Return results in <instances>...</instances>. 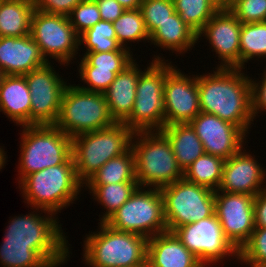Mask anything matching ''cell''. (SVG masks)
Segmentation results:
<instances>
[{"label": "cell", "mask_w": 266, "mask_h": 267, "mask_svg": "<svg viewBox=\"0 0 266 267\" xmlns=\"http://www.w3.org/2000/svg\"><path fill=\"white\" fill-rule=\"evenodd\" d=\"M102 21L113 23L126 10L116 0H95Z\"/></svg>", "instance_id": "cell-43"}, {"label": "cell", "mask_w": 266, "mask_h": 267, "mask_svg": "<svg viewBox=\"0 0 266 267\" xmlns=\"http://www.w3.org/2000/svg\"><path fill=\"white\" fill-rule=\"evenodd\" d=\"M112 24L116 32L117 41L122 47L130 50L131 47L127 46L129 42L147 41L149 43L150 35L146 29L140 9L125 10Z\"/></svg>", "instance_id": "cell-33"}, {"label": "cell", "mask_w": 266, "mask_h": 267, "mask_svg": "<svg viewBox=\"0 0 266 267\" xmlns=\"http://www.w3.org/2000/svg\"><path fill=\"white\" fill-rule=\"evenodd\" d=\"M149 42L155 47L170 50L181 55L192 50L198 44L197 33L184 23L178 13L174 12L150 35Z\"/></svg>", "instance_id": "cell-24"}, {"label": "cell", "mask_w": 266, "mask_h": 267, "mask_svg": "<svg viewBox=\"0 0 266 267\" xmlns=\"http://www.w3.org/2000/svg\"><path fill=\"white\" fill-rule=\"evenodd\" d=\"M96 232L86 234L82 262L89 267H130L147 263L148 239L121 232L98 222Z\"/></svg>", "instance_id": "cell-4"}, {"label": "cell", "mask_w": 266, "mask_h": 267, "mask_svg": "<svg viewBox=\"0 0 266 267\" xmlns=\"http://www.w3.org/2000/svg\"><path fill=\"white\" fill-rule=\"evenodd\" d=\"M160 189L167 230L209 218L215 214V191L184 178Z\"/></svg>", "instance_id": "cell-11"}, {"label": "cell", "mask_w": 266, "mask_h": 267, "mask_svg": "<svg viewBox=\"0 0 266 267\" xmlns=\"http://www.w3.org/2000/svg\"><path fill=\"white\" fill-rule=\"evenodd\" d=\"M68 18L78 35L101 21L100 11L95 0H83L71 11Z\"/></svg>", "instance_id": "cell-39"}, {"label": "cell", "mask_w": 266, "mask_h": 267, "mask_svg": "<svg viewBox=\"0 0 266 267\" xmlns=\"http://www.w3.org/2000/svg\"><path fill=\"white\" fill-rule=\"evenodd\" d=\"M0 266L52 267L31 245L1 244Z\"/></svg>", "instance_id": "cell-34"}, {"label": "cell", "mask_w": 266, "mask_h": 267, "mask_svg": "<svg viewBox=\"0 0 266 267\" xmlns=\"http://www.w3.org/2000/svg\"><path fill=\"white\" fill-rule=\"evenodd\" d=\"M89 194L97 201L104 211L99 215L100 223H104L113 213L125 203L139 187L137 182H120L116 184H84ZM88 187V188H87Z\"/></svg>", "instance_id": "cell-27"}, {"label": "cell", "mask_w": 266, "mask_h": 267, "mask_svg": "<svg viewBox=\"0 0 266 267\" xmlns=\"http://www.w3.org/2000/svg\"><path fill=\"white\" fill-rule=\"evenodd\" d=\"M153 57L139 75L132 112L123 122L133 132L160 131L165 126L164 84L166 75L176 65L160 54Z\"/></svg>", "instance_id": "cell-7"}, {"label": "cell", "mask_w": 266, "mask_h": 267, "mask_svg": "<svg viewBox=\"0 0 266 267\" xmlns=\"http://www.w3.org/2000/svg\"><path fill=\"white\" fill-rule=\"evenodd\" d=\"M175 12L197 34L223 8L215 0H173Z\"/></svg>", "instance_id": "cell-31"}, {"label": "cell", "mask_w": 266, "mask_h": 267, "mask_svg": "<svg viewBox=\"0 0 266 267\" xmlns=\"http://www.w3.org/2000/svg\"><path fill=\"white\" fill-rule=\"evenodd\" d=\"M34 0H0V37L30 34Z\"/></svg>", "instance_id": "cell-26"}, {"label": "cell", "mask_w": 266, "mask_h": 267, "mask_svg": "<svg viewBox=\"0 0 266 267\" xmlns=\"http://www.w3.org/2000/svg\"><path fill=\"white\" fill-rule=\"evenodd\" d=\"M174 67L164 84L165 126L174 123H190L201 112L198 74L187 75Z\"/></svg>", "instance_id": "cell-16"}, {"label": "cell", "mask_w": 266, "mask_h": 267, "mask_svg": "<svg viewBox=\"0 0 266 267\" xmlns=\"http://www.w3.org/2000/svg\"><path fill=\"white\" fill-rule=\"evenodd\" d=\"M83 0H34L36 10L45 13L69 16L71 11Z\"/></svg>", "instance_id": "cell-42"}, {"label": "cell", "mask_w": 266, "mask_h": 267, "mask_svg": "<svg viewBox=\"0 0 266 267\" xmlns=\"http://www.w3.org/2000/svg\"><path fill=\"white\" fill-rule=\"evenodd\" d=\"M254 197L215 190V214L225 239L237 252L255 229Z\"/></svg>", "instance_id": "cell-15"}, {"label": "cell", "mask_w": 266, "mask_h": 267, "mask_svg": "<svg viewBox=\"0 0 266 267\" xmlns=\"http://www.w3.org/2000/svg\"><path fill=\"white\" fill-rule=\"evenodd\" d=\"M123 8L126 10H135L139 9L142 3V0H116Z\"/></svg>", "instance_id": "cell-45"}, {"label": "cell", "mask_w": 266, "mask_h": 267, "mask_svg": "<svg viewBox=\"0 0 266 267\" xmlns=\"http://www.w3.org/2000/svg\"><path fill=\"white\" fill-rule=\"evenodd\" d=\"M160 132L168 139L178 165L184 171L205 151L203 144L189 123L164 126Z\"/></svg>", "instance_id": "cell-25"}, {"label": "cell", "mask_w": 266, "mask_h": 267, "mask_svg": "<svg viewBox=\"0 0 266 267\" xmlns=\"http://www.w3.org/2000/svg\"><path fill=\"white\" fill-rule=\"evenodd\" d=\"M104 223L114 230L139 234L147 239L168 231L160 189L138 187Z\"/></svg>", "instance_id": "cell-10"}, {"label": "cell", "mask_w": 266, "mask_h": 267, "mask_svg": "<svg viewBox=\"0 0 266 267\" xmlns=\"http://www.w3.org/2000/svg\"><path fill=\"white\" fill-rule=\"evenodd\" d=\"M228 10L241 23L266 22V0H234Z\"/></svg>", "instance_id": "cell-40"}, {"label": "cell", "mask_w": 266, "mask_h": 267, "mask_svg": "<svg viewBox=\"0 0 266 267\" xmlns=\"http://www.w3.org/2000/svg\"><path fill=\"white\" fill-rule=\"evenodd\" d=\"M7 157L8 156H6V151H4V148L0 146V171L6 165L5 163H7Z\"/></svg>", "instance_id": "cell-46"}, {"label": "cell", "mask_w": 266, "mask_h": 267, "mask_svg": "<svg viewBox=\"0 0 266 267\" xmlns=\"http://www.w3.org/2000/svg\"><path fill=\"white\" fill-rule=\"evenodd\" d=\"M31 96L25 75H4L0 83V112L18 126L30 125Z\"/></svg>", "instance_id": "cell-23"}, {"label": "cell", "mask_w": 266, "mask_h": 267, "mask_svg": "<svg viewBox=\"0 0 266 267\" xmlns=\"http://www.w3.org/2000/svg\"><path fill=\"white\" fill-rule=\"evenodd\" d=\"M77 70L81 81L87 85L77 84V86L89 92L104 93L117 76L112 69L98 68L97 66H79Z\"/></svg>", "instance_id": "cell-38"}, {"label": "cell", "mask_w": 266, "mask_h": 267, "mask_svg": "<svg viewBox=\"0 0 266 267\" xmlns=\"http://www.w3.org/2000/svg\"><path fill=\"white\" fill-rule=\"evenodd\" d=\"M130 267H148V264L146 263L145 265H140V266H130Z\"/></svg>", "instance_id": "cell-48"}, {"label": "cell", "mask_w": 266, "mask_h": 267, "mask_svg": "<svg viewBox=\"0 0 266 267\" xmlns=\"http://www.w3.org/2000/svg\"><path fill=\"white\" fill-rule=\"evenodd\" d=\"M4 74L2 73V71L0 70V83H1V80L3 78Z\"/></svg>", "instance_id": "cell-49"}, {"label": "cell", "mask_w": 266, "mask_h": 267, "mask_svg": "<svg viewBox=\"0 0 266 267\" xmlns=\"http://www.w3.org/2000/svg\"><path fill=\"white\" fill-rule=\"evenodd\" d=\"M139 9L149 35L175 12L173 0H142Z\"/></svg>", "instance_id": "cell-37"}, {"label": "cell", "mask_w": 266, "mask_h": 267, "mask_svg": "<svg viewBox=\"0 0 266 267\" xmlns=\"http://www.w3.org/2000/svg\"><path fill=\"white\" fill-rule=\"evenodd\" d=\"M31 209L33 212L10 218L1 244L31 245L52 267L67 263L70 260V244L56 217L58 215Z\"/></svg>", "instance_id": "cell-2"}, {"label": "cell", "mask_w": 266, "mask_h": 267, "mask_svg": "<svg viewBox=\"0 0 266 267\" xmlns=\"http://www.w3.org/2000/svg\"><path fill=\"white\" fill-rule=\"evenodd\" d=\"M134 132L124 123L72 138V157L78 180L84 185L107 161L131 148Z\"/></svg>", "instance_id": "cell-6"}, {"label": "cell", "mask_w": 266, "mask_h": 267, "mask_svg": "<svg viewBox=\"0 0 266 267\" xmlns=\"http://www.w3.org/2000/svg\"><path fill=\"white\" fill-rule=\"evenodd\" d=\"M137 63L135 59L118 73L104 92L109 112L116 123H123L132 112L139 75L143 72Z\"/></svg>", "instance_id": "cell-22"}, {"label": "cell", "mask_w": 266, "mask_h": 267, "mask_svg": "<svg viewBox=\"0 0 266 267\" xmlns=\"http://www.w3.org/2000/svg\"><path fill=\"white\" fill-rule=\"evenodd\" d=\"M203 144L205 153L229 159L246 145V135L238 126L216 115L200 112L189 123Z\"/></svg>", "instance_id": "cell-18"}, {"label": "cell", "mask_w": 266, "mask_h": 267, "mask_svg": "<svg viewBox=\"0 0 266 267\" xmlns=\"http://www.w3.org/2000/svg\"><path fill=\"white\" fill-rule=\"evenodd\" d=\"M255 228H266V189L254 197Z\"/></svg>", "instance_id": "cell-44"}, {"label": "cell", "mask_w": 266, "mask_h": 267, "mask_svg": "<svg viewBox=\"0 0 266 267\" xmlns=\"http://www.w3.org/2000/svg\"><path fill=\"white\" fill-rule=\"evenodd\" d=\"M254 58L266 60V22L241 25L240 69H245V64Z\"/></svg>", "instance_id": "cell-30"}, {"label": "cell", "mask_w": 266, "mask_h": 267, "mask_svg": "<svg viewBox=\"0 0 266 267\" xmlns=\"http://www.w3.org/2000/svg\"><path fill=\"white\" fill-rule=\"evenodd\" d=\"M48 61L31 35L0 37V70L4 75H25Z\"/></svg>", "instance_id": "cell-20"}, {"label": "cell", "mask_w": 266, "mask_h": 267, "mask_svg": "<svg viewBox=\"0 0 266 267\" xmlns=\"http://www.w3.org/2000/svg\"><path fill=\"white\" fill-rule=\"evenodd\" d=\"M172 232L205 267L223 263L224 259L231 260V257L237 260L238 252L225 239L216 214L175 228Z\"/></svg>", "instance_id": "cell-13"}, {"label": "cell", "mask_w": 266, "mask_h": 267, "mask_svg": "<svg viewBox=\"0 0 266 267\" xmlns=\"http://www.w3.org/2000/svg\"><path fill=\"white\" fill-rule=\"evenodd\" d=\"M51 63L25 74L31 96L30 125H54L58 120L62 96L69 82Z\"/></svg>", "instance_id": "cell-14"}, {"label": "cell", "mask_w": 266, "mask_h": 267, "mask_svg": "<svg viewBox=\"0 0 266 267\" xmlns=\"http://www.w3.org/2000/svg\"><path fill=\"white\" fill-rule=\"evenodd\" d=\"M263 73H261V80H256L257 78L250 77L251 83V97H252V114L254 120L258 118L262 111L266 112V65L264 66ZM258 117H257V116Z\"/></svg>", "instance_id": "cell-41"}, {"label": "cell", "mask_w": 266, "mask_h": 267, "mask_svg": "<svg viewBox=\"0 0 266 267\" xmlns=\"http://www.w3.org/2000/svg\"><path fill=\"white\" fill-rule=\"evenodd\" d=\"M242 23L228 10L217 11L197 34L208 40L220 64L216 68L240 69V30Z\"/></svg>", "instance_id": "cell-17"}, {"label": "cell", "mask_w": 266, "mask_h": 267, "mask_svg": "<svg viewBox=\"0 0 266 267\" xmlns=\"http://www.w3.org/2000/svg\"><path fill=\"white\" fill-rule=\"evenodd\" d=\"M120 182H137L135 155L132 148L107 161L85 184H116Z\"/></svg>", "instance_id": "cell-28"}, {"label": "cell", "mask_w": 266, "mask_h": 267, "mask_svg": "<svg viewBox=\"0 0 266 267\" xmlns=\"http://www.w3.org/2000/svg\"><path fill=\"white\" fill-rule=\"evenodd\" d=\"M222 8H228L234 0H215Z\"/></svg>", "instance_id": "cell-47"}, {"label": "cell", "mask_w": 266, "mask_h": 267, "mask_svg": "<svg viewBox=\"0 0 266 267\" xmlns=\"http://www.w3.org/2000/svg\"><path fill=\"white\" fill-rule=\"evenodd\" d=\"M104 93L89 92L76 84L66 86L57 122L61 131L73 138L85 132L97 131L115 124Z\"/></svg>", "instance_id": "cell-9"}, {"label": "cell", "mask_w": 266, "mask_h": 267, "mask_svg": "<svg viewBox=\"0 0 266 267\" xmlns=\"http://www.w3.org/2000/svg\"><path fill=\"white\" fill-rule=\"evenodd\" d=\"M83 45L86 52L129 50L117 41L113 24L102 20L79 35V46Z\"/></svg>", "instance_id": "cell-32"}, {"label": "cell", "mask_w": 266, "mask_h": 267, "mask_svg": "<svg viewBox=\"0 0 266 267\" xmlns=\"http://www.w3.org/2000/svg\"><path fill=\"white\" fill-rule=\"evenodd\" d=\"M131 148L139 187L161 188L183 179L184 171L160 131L134 132Z\"/></svg>", "instance_id": "cell-5"}, {"label": "cell", "mask_w": 266, "mask_h": 267, "mask_svg": "<svg viewBox=\"0 0 266 267\" xmlns=\"http://www.w3.org/2000/svg\"><path fill=\"white\" fill-rule=\"evenodd\" d=\"M30 35L40 47V51L48 63L54 59L62 66H68L70 62L74 64L73 60L78 58L76 56L80 49L79 35L67 16L34 9ZM49 58L51 59L49 60Z\"/></svg>", "instance_id": "cell-12"}, {"label": "cell", "mask_w": 266, "mask_h": 267, "mask_svg": "<svg viewBox=\"0 0 266 267\" xmlns=\"http://www.w3.org/2000/svg\"><path fill=\"white\" fill-rule=\"evenodd\" d=\"M249 267H266V228H255L238 251L237 262Z\"/></svg>", "instance_id": "cell-36"}, {"label": "cell", "mask_w": 266, "mask_h": 267, "mask_svg": "<svg viewBox=\"0 0 266 267\" xmlns=\"http://www.w3.org/2000/svg\"><path fill=\"white\" fill-rule=\"evenodd\" d=\"M147 264L148 267H205L170 231L148 239Z\"/></svg>", "instance_id": "cell-21"}, {"label": "cell", "mask_w": 266, "mask_h": 267, "mask_svg": "<svg viewBox=\"0 0 266 267\" xmlns=\"http://www.w3.org/2000/svg\"><path fill=\"white\" fill-rule=\"evenodd\" d=\"M198 75L201 112L238 126L246 135L254 124L250 76L243 69L215 68ZM246 73V74H245Z\"/></svg>", "instance_id": "cell-1"}, {"label": "cell", "mask_w": 266, "mask_h": 267, "mask_svg": "<svg viewBox=\"0 0 266 267\" xmlns=\"http://www.w3.org/2000/svg\"><path fill=\"white\" fill-rule=\"evenodd\" d=\"M225 160L204 153L184 170V179L188 182L217 190L222 180Z\"/></svg>", "instance_id": "cell-29"}, {"label": "cell", "mask_w": 266, "mask_h": 267, "mask_svg": "<svg viewBox=\"0 0 266 267\" xmlns=\"http://www.w3.org/2000/svg\"><path fill=\"white\" fill-rule=\"evenodd\" d=\"M18 183L26 176L64 164L72 156V138L55 125L21 126Z\"/></svg>", "instance_id": "cell-8"}, {"label": "cell", "mask_w": 266, "mask_h": 267, "mask_svg": "<svg viewBox=\"0 0 266 267\" xmlns=\"http://www.w3.org/2000/svg\"><path fill=\"white\" fill-rule=\"evenodd\" d=\"M80 58L78 66H97L98 68L112 69L116 74L122 72L136 58L131 50H116L108 52H85Z\"/></svg>", "instance_id": "cell-35"}, {"label": "cell", "mask_w": 266, "mask_h": 267, "mask_svg": "<svg viewBox=\"0 0 266 267\" xmlns=\"http://www.w3.org/2000/svg\"><path fill=\"white\" fill-rule=\"evenodd\" d=\"M26 205L61 213L78 200L84 185L78 180L73 157L64 164L51 166L24 177L19 183Z\"/></svg>", "instance_id": "cell-3"}, {"label": "cell", "mask_w": 266, "mask_h": 267, "mask_svg": "<svg viewBox=\"0 0 266 267\" xmlns=\"http://www.w3.org/2000/svg\"><path fill=\"white\" fill-rule=\"evenodd\" d=\"M245 148L247 147L244 145L237 153L225 160L222 180L217 191L256 196L266 189V168H262L263 164L259 163L255 155L250 154V150L247 152Z\"/></svg>", "instance_id": "cell-19"}]
</instances>
